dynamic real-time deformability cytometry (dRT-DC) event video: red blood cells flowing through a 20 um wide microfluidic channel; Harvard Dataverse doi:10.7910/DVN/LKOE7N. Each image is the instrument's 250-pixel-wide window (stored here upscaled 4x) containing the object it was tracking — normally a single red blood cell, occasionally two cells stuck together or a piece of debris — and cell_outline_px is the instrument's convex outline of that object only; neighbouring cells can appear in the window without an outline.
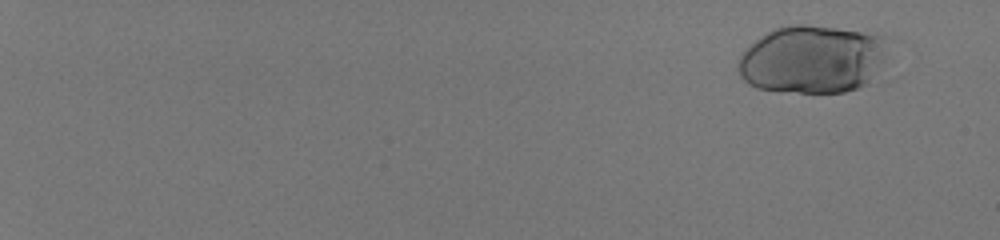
{"species": "human", "species_latin": "Homo sapiens", "temperature_condition": "room temperature", "stored_images_in_passage": 57, "camera_frame_rate_fps": 3000, "um_per_image_px": 0.085, "donor": {"sex": "male"}, "frame": {"image": 1, "passage_image": 5, "time_ms": 1.333, "image_size_px": [1000, 240], "cell_outline_px": [[892, 36], [884, 60], [864, 84], [856, 88], [844, 92], [800, 92], [756, 88], [748, 84], [740, 76], [736, 68], [736, 64], [740, 56], [756, 40], [768, 32], [776, 28], [796, 24], [808, 24], [884, 32]], "centroid_in_image_um": [69.12, 4.98], "position_along_channel_um": 15.9, "area_um2": 60.17}}
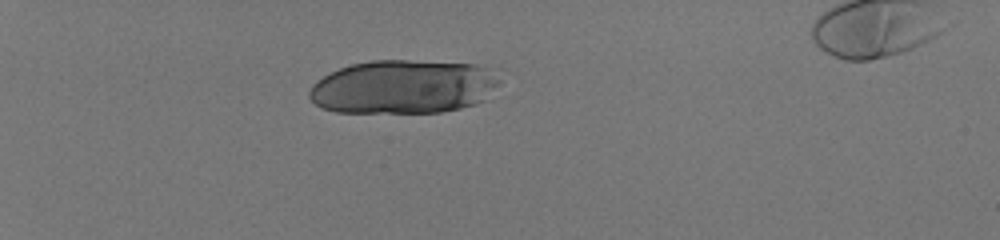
{"frame": {"image": 2, "passage_image": 21, "time_ms": 6.667, "image_size_px": [1000, 240], "cell_outline_px": [[500, 80], [484, 100], [476, 104], [460, 108], [440, 112], [336, 112], [320, 108], [308, 96], [308, 92], [312, 84], [316, 80], [340, 68], [352, 64], [372, 60], [404, 60], [476, 64], [484, 68]], "centroid_in_image_um": [34.21, 7.38], "position_along_channel_um": 50.8, "area_um2": 59.25}}